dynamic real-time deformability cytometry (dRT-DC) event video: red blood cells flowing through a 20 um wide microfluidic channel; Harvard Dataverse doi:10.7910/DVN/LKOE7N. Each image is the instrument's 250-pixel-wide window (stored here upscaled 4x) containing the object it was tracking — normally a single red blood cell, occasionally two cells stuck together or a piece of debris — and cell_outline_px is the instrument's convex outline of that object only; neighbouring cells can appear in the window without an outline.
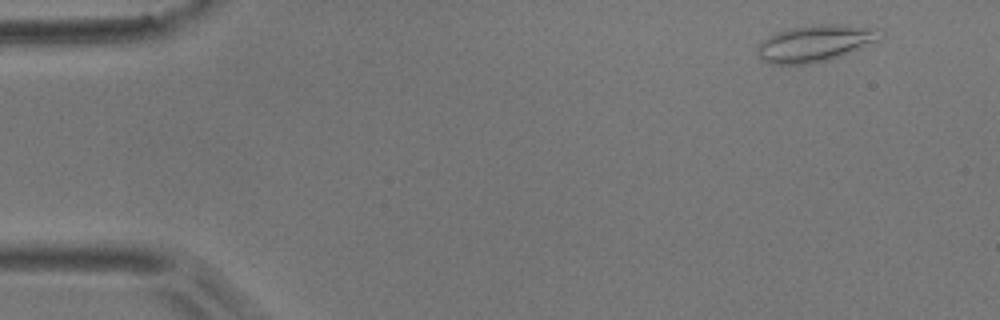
{"species": "common noctule bat (a hibernating species)", "species_latin": "Nyctalus noctula", "temperature_condition": "room temperature", "stored_images_in_passage": 4, "camera_frame_rate_fps": 3000, "um_per_image_px": 0.085, "animal": {"sex": "male", "body_mass_g": 17.9}, "frame": {"image": 1, "passage_image": 1, "time_ms": 0.0, "image_size_px": [1000, 320], "cell_outline_px": [[884, 36], [860, 48], [824, 60], [808, 64], [768, 64], [756, 52], [756, 48], [768, 36], [776, 32], [792, 28], [824, 24], [832, 24], [876, 28], [884, 32]], "centroid_in_image_um": [69.26, 3.67], "position_along_channel_um": 15.7, "area_um2": 25.55}}